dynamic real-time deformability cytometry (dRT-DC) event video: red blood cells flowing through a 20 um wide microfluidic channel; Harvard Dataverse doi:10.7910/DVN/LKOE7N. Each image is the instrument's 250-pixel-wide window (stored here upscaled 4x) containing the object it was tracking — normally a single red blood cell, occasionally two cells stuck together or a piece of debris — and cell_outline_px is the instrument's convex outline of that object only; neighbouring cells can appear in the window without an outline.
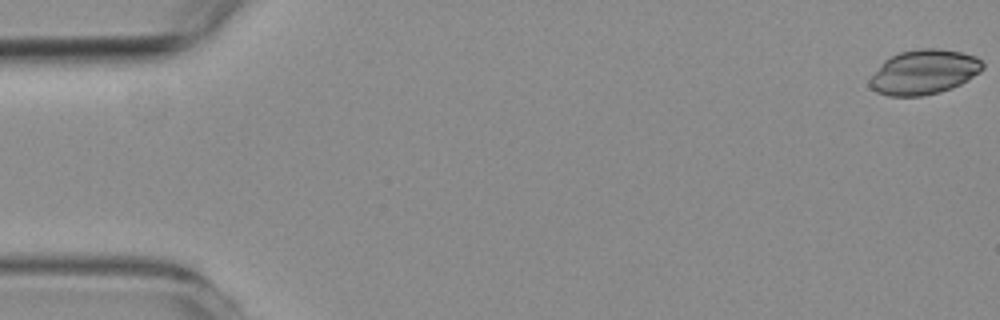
{"species": "common noctule bat (a hibernating species)", "species_latin": "Nyctalus noctula", "temperature_condition": "room temperature", "stored_images_in_passage": 15, "camera_frame_rate_fps": 3000, "um_per_image_px": 0.085, "animal": {"sex": "female", "body_mass_g": 19.3, "forearm_length_mm": 54.1}, "frame": {"image": 1, "passage_image": 1, "time_ms": 0.0, "image_size_px": [1000, 320], "cell_outline_px": [[984, 68], [980, 72], [968, 80], [952, 88], [940, 92], [924, 96], [888, 96], [876, 92], [868, 84], [868, 80], [884, 60], [900, 52], [924, 48], [936, 48], [960, 52], [976, 56], [984, 64]], "centroid_in_image_um": [78.53, 6.14], "position_along_channel_um": 6.5, "area_um2": 29.42}}
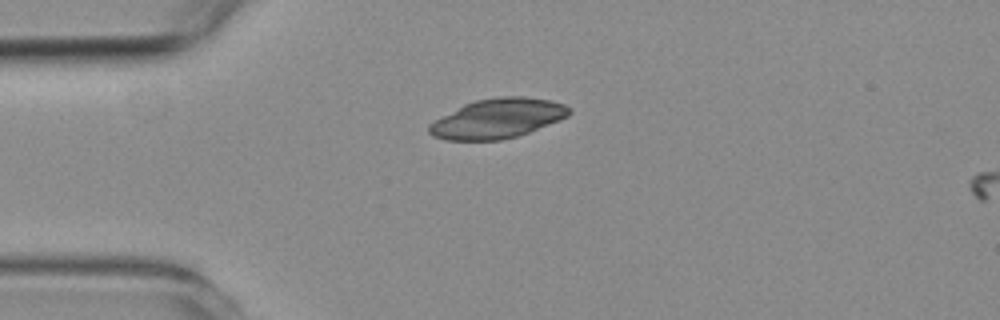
{"frame": {"image": 2, "passage_image": 14, "time_ms": 4.333, "image_size_px": [1000, 320], "cell_outline_px": [[572, 112], [568, 116], [560, 120], [528, 132], [516, 136], [500, 140], [444, 140], [432, 136], [428, 132], [428, 124], [464, 104], [476, 100], [500, 96], [524, 96], [548, 100], [564, 104]], "centroid_in_image_um": [42.27, 10.07], "position_along_channel_um": 42.7, "area_um2": 32.14}}